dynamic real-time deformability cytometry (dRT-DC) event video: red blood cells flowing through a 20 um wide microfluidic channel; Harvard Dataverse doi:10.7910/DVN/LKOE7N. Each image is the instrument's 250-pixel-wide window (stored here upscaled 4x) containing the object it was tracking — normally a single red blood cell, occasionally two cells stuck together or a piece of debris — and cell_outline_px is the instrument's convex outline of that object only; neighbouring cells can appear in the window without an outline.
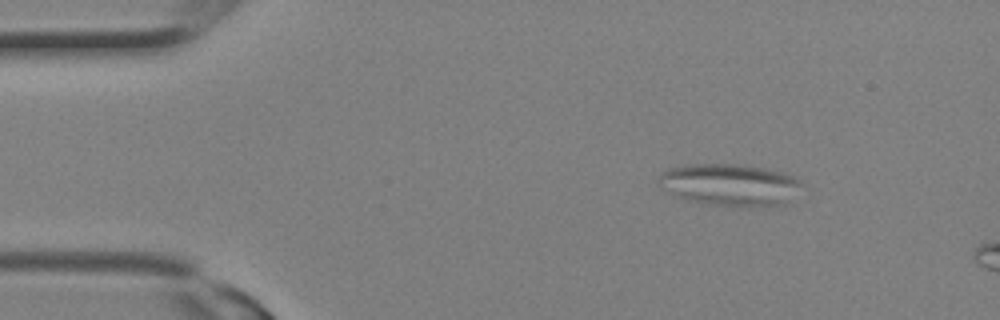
{"species": "Egyptian fruit bat (a non-hibernating species)", "species_latin": "Rousettus aegyptiacus", "temperature_condition": "room temperature", "stored_images_in_passage": 6, "camera_frame_rate_fps": 3000, "um_per_image_px": 0.085, "animal": {"sex": "female"}, "frame": {"image": 1, "passage_image": 3, "time_ms": 0.667, "image_size_px": [1000, 320], "cell_outline_px": [[804, 184], [788, 204], [748, 208], [740, 208], [704, 204], [688, 200], [660, 188], [656, 180], [668, 168], [680, 164], [732, 164], [764, 168], [780, 172], [792, 176], [800, 180]], "centroid_in_image_um": [62.05, 15.73], "position_along_channel_um": 23.0, "area_um2": 35.72}}